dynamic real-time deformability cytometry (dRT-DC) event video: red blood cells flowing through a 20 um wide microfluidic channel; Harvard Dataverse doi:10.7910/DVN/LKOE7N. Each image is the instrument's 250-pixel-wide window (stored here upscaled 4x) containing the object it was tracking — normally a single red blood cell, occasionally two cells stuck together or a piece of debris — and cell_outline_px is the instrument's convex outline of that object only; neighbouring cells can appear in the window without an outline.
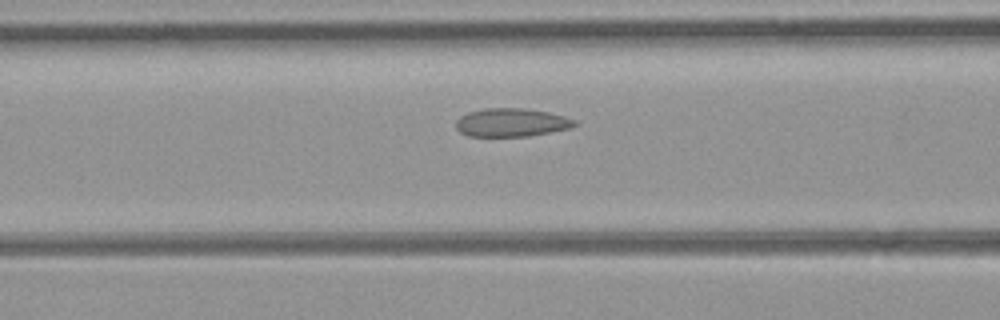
{"species": "common noctule bat (a hibernating species)", "species_latin": "Nyctalus noctula", "temperature_condition": "room temperature", "stored_images_in_passage": 38, "camera_frame_rate_fps": 3000, "um_per_image_px": 0.085, "animal": {"sex": "female", "body_mass_g": 21.9}, "frame": {"image": 1, "passage_image": 9, "time_ms": 2.667, "image_size_px": [1000, 320], "cell_outline_px": [[580, 124], [568, 128], [528, 136], [468, 136], [460, 132], [456, 128], [456, 120], [460, 116], [468, 112], [484, 108], [524, 108], [548, 112], [564, 116], [576, 120]], "centroid_in_image_um": [43.46, 10.4], "position_along_channel_um": 123.1, "area_um2": 19.59}}
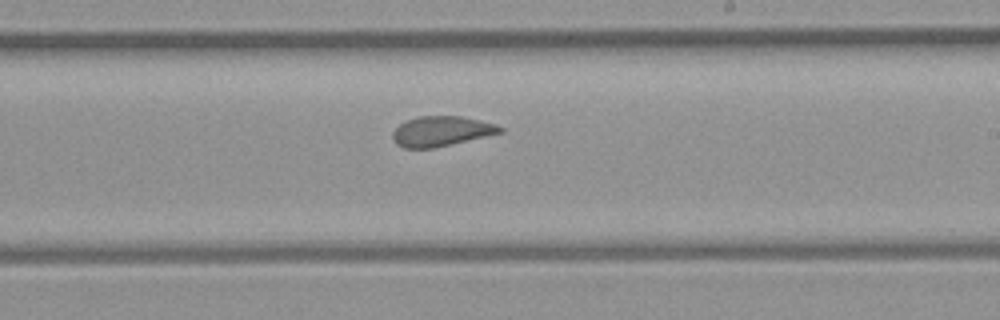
{"frame": {"image": 2, "passage_image": 18, "time_ms": 5.667, "image_size_px": [1000, 320], "cell_outline_px": [[504, 132], [436, 148], [404, 148], [396, 144], [392, 136], [392, 132], [400, 124], [408, 120], [420, 116], [460, 116], [496, 124], [504, 128]], "centroid_in_image_um": [37.53, 11.16], "position_along_channel_um": 251.5, "area_um2": 18.79}}
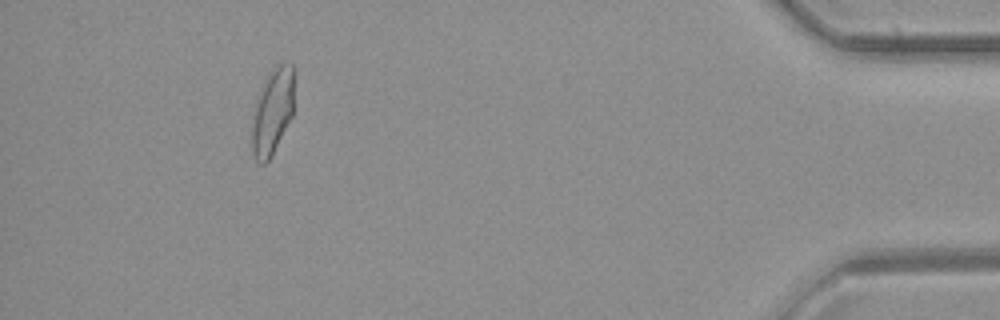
{"frame": {"image": 3, "passage_image": 34, "time_ms": 11.0, "image_size_px": [1000, 320], "cell_outline_px": [[296, 72], [292, 116], [268, 160], [264, 164], [260, 164], [256, 160], [252, 152], [252, 116], [256, 100], [268, 76], [280, 64], [292, 64], [296, 68]], "centroid_in_image_um": [23.19, 9.46], "position_along_channel_um": 412.0, "area_um2": 20.98}, "authors_computed_cell_mechanics": {"area_um2": 19.9121, "velocity_mm_per_s": 4.2807, "shape_relaxation_time_tau1_ms": null, "shape_relaxation_time_tau2_ms": 1.1535, "deformation_change_tau1": null, "deformation_change_tau2": 0.0675}}